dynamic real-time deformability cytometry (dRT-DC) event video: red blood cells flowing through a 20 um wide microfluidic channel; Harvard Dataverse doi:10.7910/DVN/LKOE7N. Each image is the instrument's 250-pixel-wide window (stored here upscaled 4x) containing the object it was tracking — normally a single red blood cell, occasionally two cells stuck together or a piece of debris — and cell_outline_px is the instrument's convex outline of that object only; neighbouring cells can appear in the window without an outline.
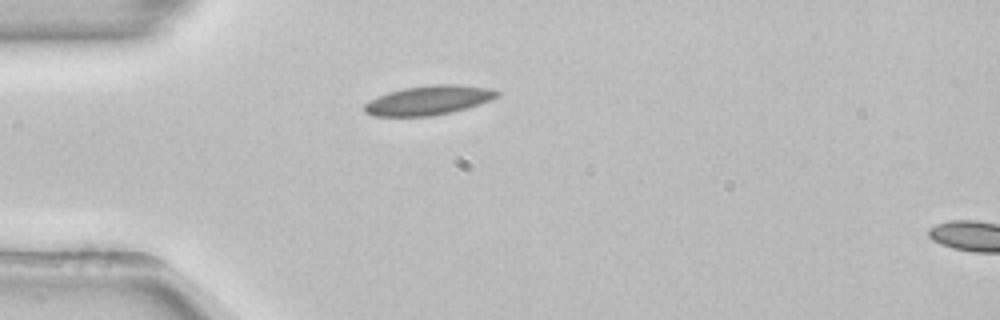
{"species": "common noctule bat (a hibernating species)", "species_latin": "Nyctalus noctula", "temperature_condition": "room temperature", "stored_images_in_passage": 40, "camera_frame_rate_fps": 3000, "um_per_image_px": 0.085, "animal": {"sex": "female", "body_mass_g": 22.7, "forearm_length_mm": 54.2}, "frame": {"image": 1, "passage_image": 1, "time_ms": 0.0, "image_size_px": [1000, 320], "cell_outline_px": [[500, 96], [452, 112], [432, 116], [372, 116], [364, 112], [360, 108], [368, 100], [376, 96], [388, 92], [404, 88], [432, 84], [456, 84], [488, 88], [500, 92]], "centroid_in_image_um": [36.33, 8.52], "position_along_channel_um": 48.7, "area_um2": 22.72}}
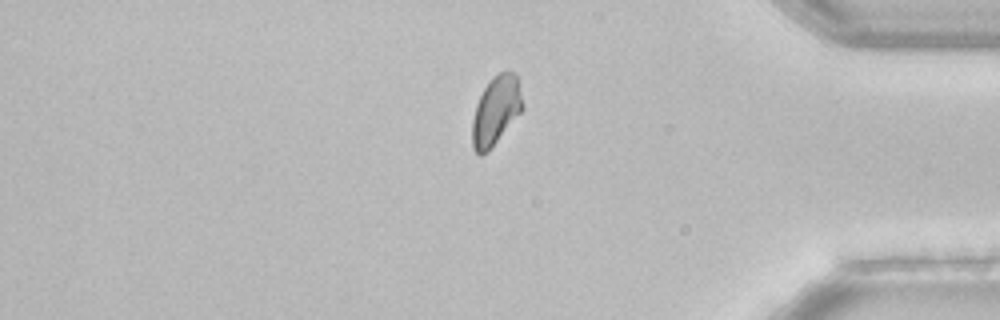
{"frame": {"image": 2, "passage_image": 31, "time_ms": 10.0, "image_size_px": [1000, 320], "cell_outline_px": [[524, 108], [488, 152], [480, 156], [472, 148], [472, 120], [476, 104], [484, 88], [500, 72], [508, 68], [516, 76], [524, 104]], "centroid_in_image_um": [42.15, 9.43], "position_along_channel_um": 393.1, "area_um2": 20.06}}
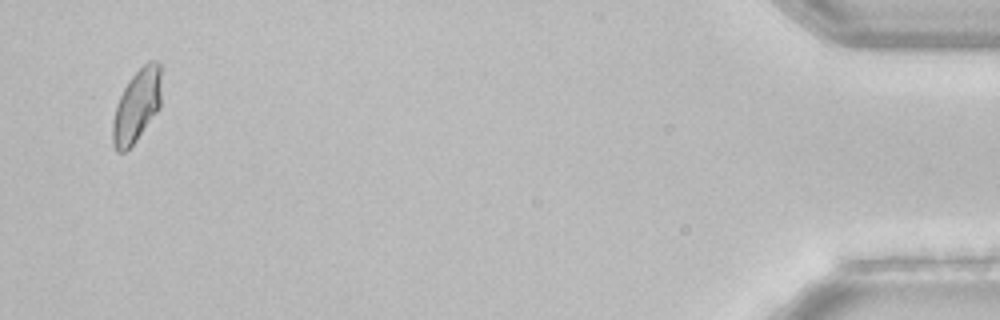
{"frame": {"image": 3, "passage_image": 38, "time_ms": 12.333, "image_size_px": [1000, 320], "cell_outline_px": [[160, 108], [136, 140], [124, 152], [116, 152], [112, 144], [112, 124], [116, 104], [128, 80], [144, 64], [152, 60], [156, 60], [160, 64]], "centroid_in_image_um": [11.6, 9.0], "position_along_channel_um": 423.6, "area_um2": 20.52}, "authors_computed_cell_mechanics": {"area_um2": 20.6057, "velocity_mm_per_s": 3.8632, "shape_relaxation_time_tau1_ms": 3.0328, "shape_relaxation_time_tau2_ms": null, "deformation_change_tau1": 0.0767, "deformation_change_tau2": null}}